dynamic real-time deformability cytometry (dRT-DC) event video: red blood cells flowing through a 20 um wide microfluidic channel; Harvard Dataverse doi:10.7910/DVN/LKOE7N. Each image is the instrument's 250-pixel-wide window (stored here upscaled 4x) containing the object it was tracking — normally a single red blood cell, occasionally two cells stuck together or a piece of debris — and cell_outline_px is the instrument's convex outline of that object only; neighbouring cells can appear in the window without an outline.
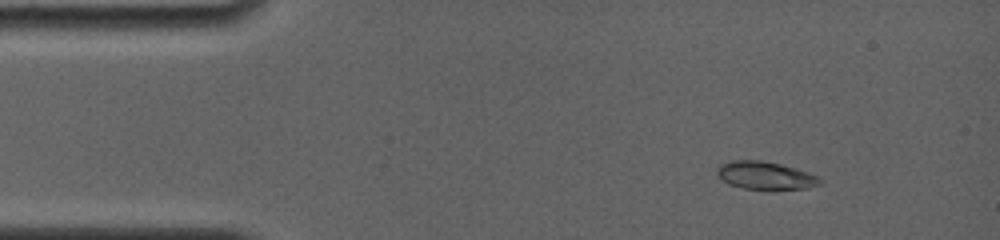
{"species": "common noctule bat (a hibernating species)", "species_latin": "Nyctalus noctula", "temperature_condition": "room temperature", "stored_images_in_passage": 7, "camera_frame_rate_fps": 4000, "um_per_image_px": 0.085, "animal": {"sex": "female", "body_mass_g": 19.0, "forearm_length_mm": 56.7}, "frame": {"image": 1, "passage_image": 2, "time_ms": 0.75, "image_size_px": [1000, 240], "cell_outline_px": [[824, 184], [808, 188], [768, 192], [744, 188], [728, 184], [716, 172], [716, 168], [720, 164], [732, 160], [760, 160], [780, 164], [808, 172], [820, 176], [824, 180]], "centroid_in_image_um": [65.14, 14.96], "position_along_channel_um": 19.9, "area_um2": 17.46}}
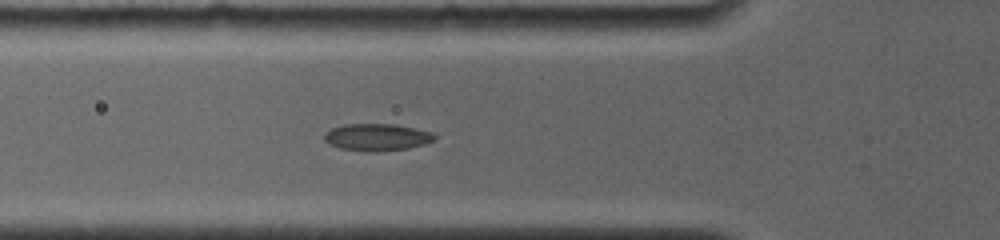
{"frame": {"image": 2, "passage_image": 7, "time_ms": 4.5, "image_size_px": [1000, 240], "cell_outline_px": [[436, 136], [432, 140], [424, 144], [408, 148], [376, 152], [368, 152], [340, 148], [324, 140], [324, 132], [332, 128], [344, 124], [392, 124], [432, 132]], "centroid_in_image_um": [32.0, 11.66], "position_along_channel_um": 93.8, "area_um2": 17.22}}